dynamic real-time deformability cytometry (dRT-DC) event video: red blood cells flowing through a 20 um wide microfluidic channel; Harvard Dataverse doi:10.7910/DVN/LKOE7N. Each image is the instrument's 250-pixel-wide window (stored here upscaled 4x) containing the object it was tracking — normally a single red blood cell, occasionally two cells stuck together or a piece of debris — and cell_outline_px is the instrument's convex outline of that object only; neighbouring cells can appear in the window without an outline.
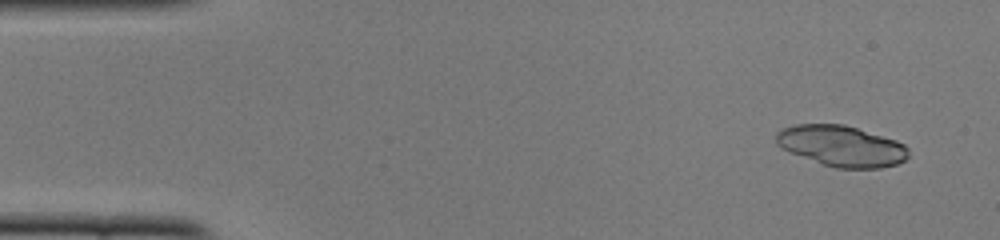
{"species": "common noctule bat (a hibernating species)", "species_latin": "Nyctalus noctula", "temperature_condition": "cold", "stored_images_in_passage": 48, "camera_frame_rate_fps": 3000, "um_per_image_px": 0.085, "animal": {"sex": "female", "body_mass_g": 22.0, "forearm_length_mm": 56.7}, "frame": {"image": 1, "passage_image": 1, "time_ms": 0.0, "image_size_px": [1000, 240], "cell_outline_px": [[908, 156], [904, 160], [896, 164], [880, 168], [836, 168], [824, 164], [780, 148], [776, 144], [776, 132], [784, 128], [796, 124], [844, 124], [896, 140], [904, 144], [908, 148]], "centroid_in_image_um": [71.53, 12.4], "position_along_channel_um": 13.5, "area_um2": 31.27}}
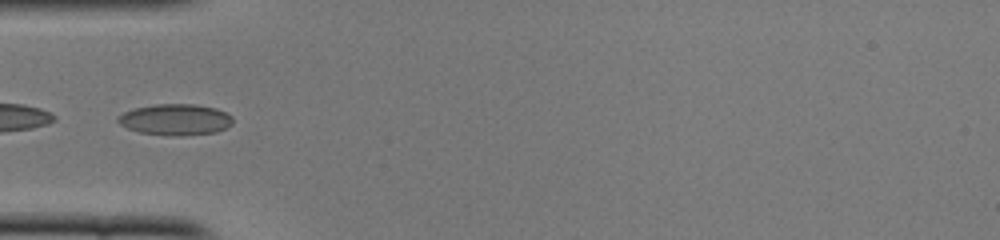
{"frame": {"image": 2, "passage_image": 14, "time_ms": 4.333, "image_size_px": [1000, 240], "cell_outline_px": [[232, 124], [216, 132], [180, 136], [172, 136], [140, 132], [128, 128], [120, 124], [116, 120], [116, 116], [124, 112], [136, 108], [156, 104], [192, 104], [216, 108], [232, 116]], "centroid_in_image_um": [14.89, 10.16], "position_along_channel_um": 70.1, "area_um2": 20.75}}
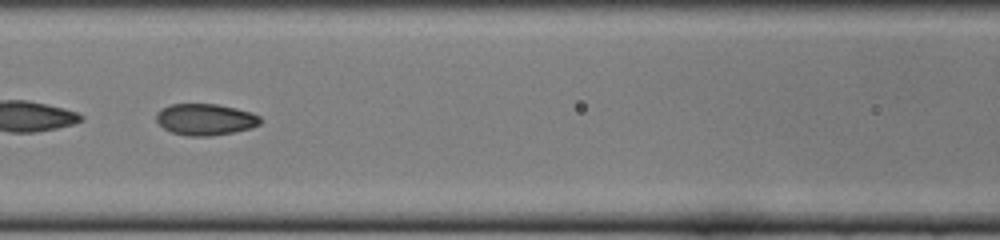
{"frame": {"image": 3, "passage_image": 20, "time_ms": 6.333, "image_size_px": [1000, 240], "cell_outline_px": [[260, 124], [252, 128], [232, 132], [208, 136], [188, 136], [172, 132], [164, 128], [156, 120], [156, 112], [160, 108], [172, 104], [216, 104], [236, 108], [252, 112], [260, 116]], "centroid_in_image_um": [17.45, 10.14], "position_along_channel_um": 149.2, "area_um2": 19.07}, "authors_computed_cell_mechanics": {"area_um2": 19.5653, "velocity_mm_per_s": 3.923, "shape_relaxation_time_tau1_ms": 7.9555, "shape_relaxation_time_tau2_ms": 1.1514, "deformation_change_tau1": 0.1894, "deformation_change_tau2": 0.0531}}